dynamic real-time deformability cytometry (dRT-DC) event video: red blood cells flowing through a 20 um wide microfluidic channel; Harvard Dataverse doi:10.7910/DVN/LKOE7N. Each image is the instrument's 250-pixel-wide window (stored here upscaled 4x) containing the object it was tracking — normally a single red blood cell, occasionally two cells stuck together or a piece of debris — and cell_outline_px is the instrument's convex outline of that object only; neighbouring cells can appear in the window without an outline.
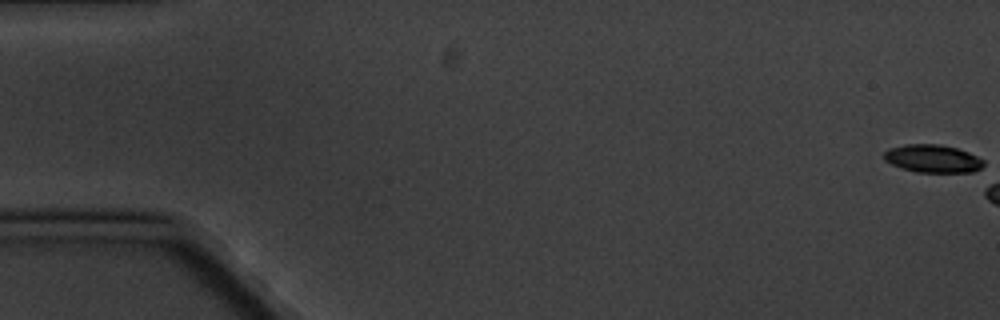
{"species": "common noctule bat (a hibernating species)", "species_latin": "Nyctalus noctula", "temperature_condition": "cold", "stored_images_in_passage": 5, "camera_frame_rate_fps": 3000, "um_per_image_px": 0.085, "animal": {"sex": "male", "body_mass_g": 20.1, "forearm_length_mm": 53.5}, "frame": {"image": 1, "passage_image": 1, "time_ms": 0.0, "image_size_px": [1000, 320], "cell_outline_px": [[984, 164], [980, 168], [972, 172], [916, 172], [900, 168], [884, 160], [884, 152], [888, 148], [904, 144], [940, 144], [956, 148], [968, 152], [984, 160]], "centroid_in_image_um": [79.25, 13.48], "position_along_channel_um": 5.8, "area_um2": 16.24}}